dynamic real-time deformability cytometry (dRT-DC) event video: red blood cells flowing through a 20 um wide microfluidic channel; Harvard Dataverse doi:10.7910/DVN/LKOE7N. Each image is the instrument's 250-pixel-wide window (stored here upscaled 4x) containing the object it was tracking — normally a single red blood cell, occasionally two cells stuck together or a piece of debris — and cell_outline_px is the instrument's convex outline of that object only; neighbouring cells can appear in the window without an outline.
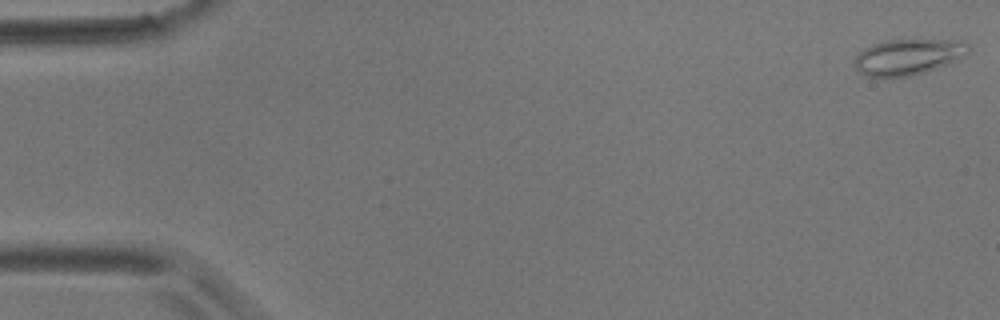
{"species": "common noctule bat (a hibernating species)", "species_latin": "Nyctalus noctula", "temperature_condition": "room temperature", "stored_images_in_passage": 8, "camera_frame_rate_fps": 3000, "um_per_image_px": 0.085, "animal": {"sex": "male", "body_mass_g": 17.9}, "frame": {"image": 1, "passage_image": 1, "time_ms": 0.0, "image_size_px": [1000, 320], "cell_outline_px": [[972, 48], [968, 52], [956, 60], [948, 64], [924, 72], [908, 76], [868, 76], [860, 72], [856, 68], [856, 56], [864, 48], [872, 44], [884, 40], [964, 40]], "centroid_in_image_um": [77.23, 4.81], "position_along_channel_um": 7.8, "area_um2": 23.52}}
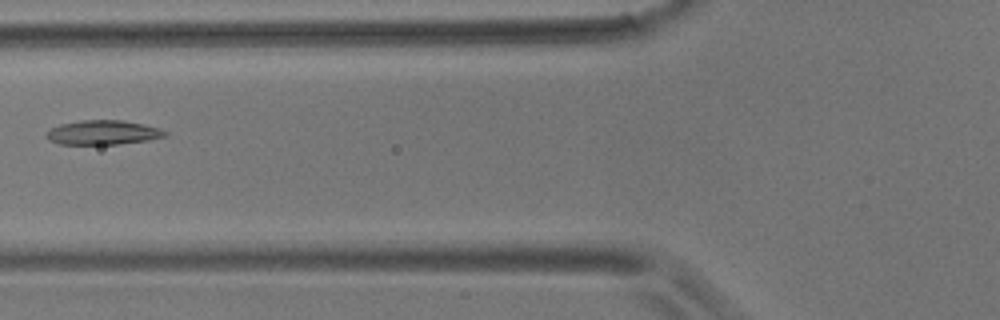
{"frame": {"image": 2, "passage_image": 7, "time_ms": 7.0, "image_size_px": [1000, 320], "cell_outline_px": [[168, 136], [148, 140], [120, 144], [56, 144], [48, 140], [44, 136], [48, 128], [60, 124], [80, 120], [124, 120], [144, 124], [160, 128], [168, 132]], "centroid_in_image_um": [8.72, 11.26], "position_along_channel_um": 117.1, "area_um2": 17.22}}
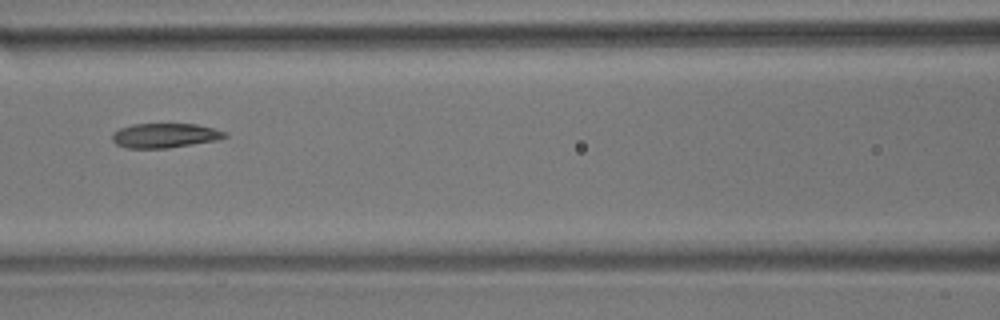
{"frame": {"image": 3, "passage_image": 8, "time_ms": 8.0, "image_size_px": [1000, 320], "cell_outline_px": [[228, 136], [216, 140], [168, 148], [128, 148], [116, 144], [112, 140], [112, 132], [120, 128], [132, 124], [196, 124], [212, 128], [224, 132]], "centroid_in_image_um": [13.96, 11.52], "position_along_channel_um": 152.6, "area_um2": 15.95}}